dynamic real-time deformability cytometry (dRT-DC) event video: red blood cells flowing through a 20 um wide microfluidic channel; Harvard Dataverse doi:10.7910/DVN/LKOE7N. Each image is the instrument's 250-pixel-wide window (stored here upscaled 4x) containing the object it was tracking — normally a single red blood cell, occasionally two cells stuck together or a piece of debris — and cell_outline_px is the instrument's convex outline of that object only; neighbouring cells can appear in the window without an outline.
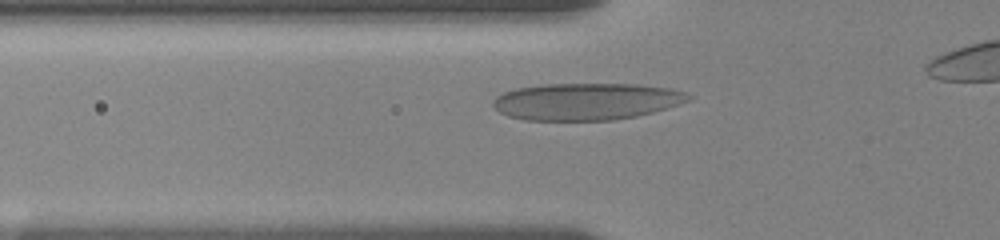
{"species": "human", "species_latin": "Homo sapiens", "temperature_condition": "room temperature", "stored_images_in_passage": 34, "camera_frame_rate_fps": 3000, "um_per_image_px": 0.085, "donor": {"sex": "female"}, "frame": {"image": 1, "passage_image": 7, "time_ms": 2.0, "image_size_px": [1000, 240], "cell_outline_px": [[692, 100], [680, 104], [652, 112], [636, 116], [612, 120], [524, 120], [508, 116], [500, 112], [492, 104], [492, 100], [496, 96], [504, 92], [516, 88], [544, 84], [636, 84], [668, 88], [688, 92], [692, 96]], "centroid_in_image_um": [49.85, 8.62], "position_along_channel_um": 76.0, "area_um2": 42.19}}
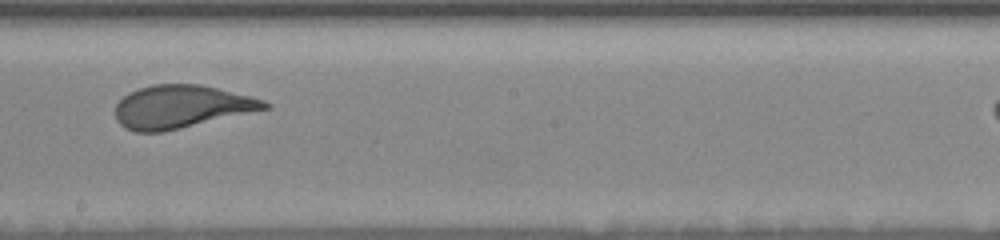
{"frame": {"image": 2, "passage_image": 22, "time_ms": 6.333, "image_size_px": [1000, 240], "cell_outline_px": [[272, 108], [164, 132], [136, 132], [124, 128], [116, 120], [116, 104], [128, 92], [152, 84], [200, 84], [252, 96], [264, 100], [272, 104]], "centroid_in_image_um": [15.44, 9.07], "position_along_channel_um": 232.8, "area_um2": 37.69}}
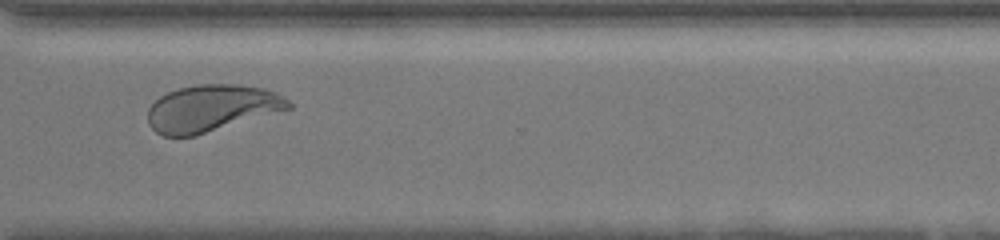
{"frame": {"image": 3, "passage_image": 33, "time_ms": 9.667, "image_size_px": [1000, 240], "cell_outline_px": [[292, 108], [196, 136], [164, 136], [156, 132], [148, 124], [148, 108], [160, 96], [168, 92], [180, 88], [196, 84], [240, 84], [264, 88], [276, 92], [288, 100], [292, 104]], "centroid_in_image_um": [17.99, 9.2], "position_along_channel_um": 352.6, "area_um2": 38.49}}